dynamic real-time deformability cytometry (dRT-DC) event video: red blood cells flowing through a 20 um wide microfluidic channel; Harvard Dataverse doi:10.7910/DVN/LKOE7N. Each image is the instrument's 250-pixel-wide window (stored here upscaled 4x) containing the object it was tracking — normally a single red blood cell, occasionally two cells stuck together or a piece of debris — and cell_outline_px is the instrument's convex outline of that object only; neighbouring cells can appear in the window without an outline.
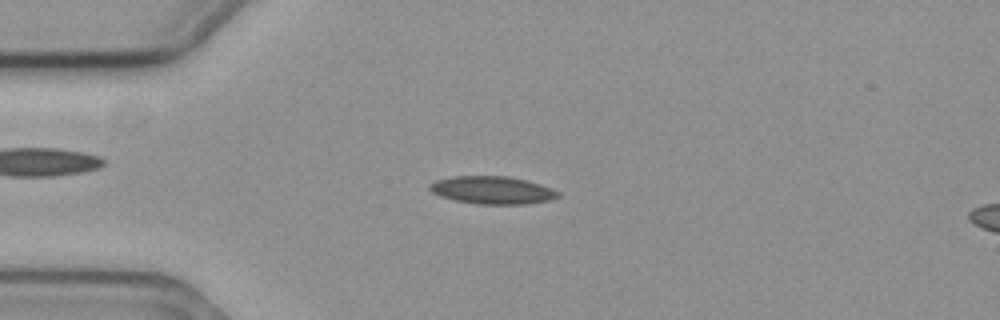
{"species": "common noctule bat (a hibernating species)", "species_latin": "Nyctalus noctula", "temperature_condition": "cold", "stored_images_in_passage": 57, "camera_frame_rate_fps": 3000, "um_per_image_px": 0.085, "animal": {"sex": "female", "body_mass_g": 19.3, "forearm_length_mm": 54.1}, "frame": {"image": 1, "passage_image": 14, "time_ms": 4.333, "image_size_px": [1000, 320], "cell_outline_px": [[560, 196], [552, 200], [528, 204], [480, 204], [456, 200], [440, 196], [432, 192], [428, 188], [428, 184], [436, 180], [452, 176], [508, 176], [528, 180], [540, 184], [560, 192]], "centroid_in_image_um": [41.86, 16.16], "position_along_channel_um": 43.1, "area_um2": 20.87}}
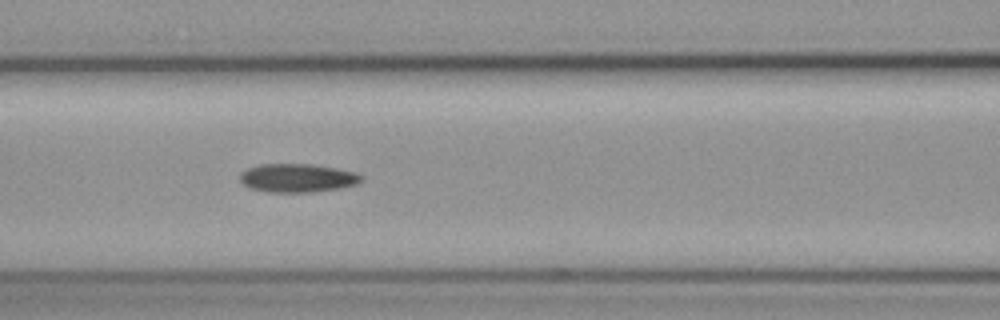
{"frame": {"image": 2, "passage_image": 24, "time_ms": 7.667, "image_size_px": [1000, 320], "cell_outline_px": [[364, 176], [356, 184], [340, 188], [308, 192], [268, 192], [252, 188], [244, 184], [240, 180], [240, 172], [248, 168], [260, 164], [312, 164], [336, 168], [356, 172]], "centroid_in_image_um": [25.28, 15.12], "position_along_channel_um": 141.3, "area_um2": 20.06}}
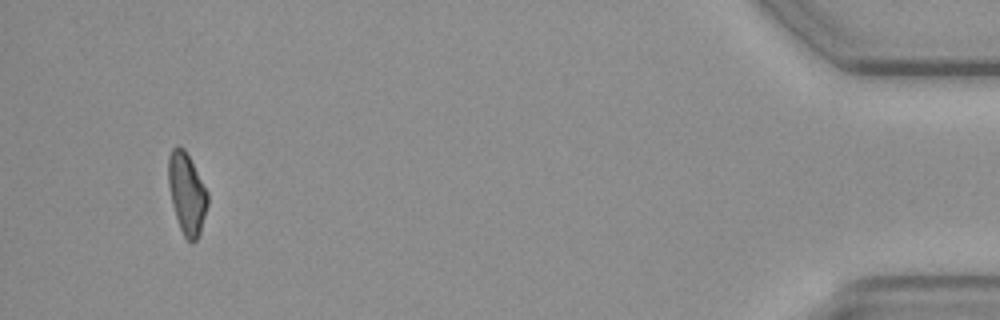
{"frame": {"image": 3, "passage_image": 54, "time_ms": 17.667, "image_size_px": [1000, 320], "cell_outline_px": [[208, 204], [200, 232], [196, 240], [192, 244], [184, 236], [180, 228], [172, 204], [168, 184], [168, 156], [172, 148], [176, 144], [184, 148], [208, 192]], "centroid_in_image_um": [15.87, 16.43], "position_along_channel_um": 419.3, "area_um2": 18.55}, "authors_computed_cell_mechanics": {"area_um2": 19.8254, "velocity_mm_per_s": 3.6027, "shape_relaxation_time_tau1_ms": 5.3098, "shape_relaxation_time_tau2_ms": null, "deformation_change_tau1": 0.132, "deformation_change_tau2": null}}